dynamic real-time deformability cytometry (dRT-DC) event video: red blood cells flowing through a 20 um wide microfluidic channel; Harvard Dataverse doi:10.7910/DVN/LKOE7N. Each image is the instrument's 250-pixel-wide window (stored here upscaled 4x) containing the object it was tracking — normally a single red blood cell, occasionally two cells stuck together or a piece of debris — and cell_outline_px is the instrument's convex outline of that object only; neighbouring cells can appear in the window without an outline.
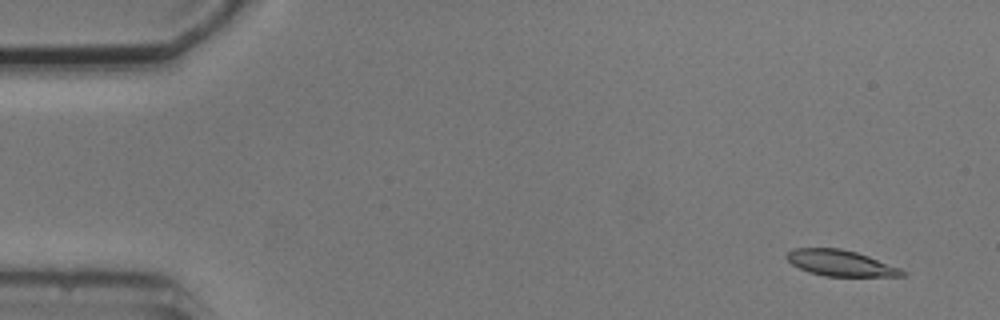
{"species": "common noctule bat (a hibernating species)", "species_latin": "Nyctalus noctula", "temperature_condition": "cold", "stored_images_in_passage": 5, "camera_frame_rate_fps": 3000, "um_per_image_px": 0.085, "animal": {"sex": "male", "body_mass_g": 20.5, "forearm_length_mm": 52.5}, "frame": {"image": 1, "passage_image": 1, "time_ms": 0.0, "image_size_px": [1000, 320], "cell_outline_px": [[904, 276], [824, 276], [808, 272], [792, 264], [784, 256], [792, 248], [840, 248], [856, 252], [868, 256], [900, 268], [904, 272]], "centroid_in_image_um": [71.39, 22.35], "position_along_channel_um": 13.6, "area_um2": 17.34}}
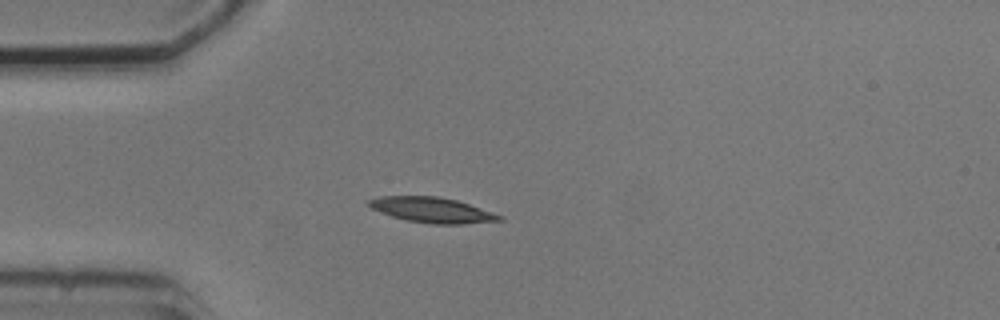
{"frame": {"image": 2, "passage_image": 4, "time_ms": 3.667, "image_size_px": [1000, 320], "cell_outline_px": [[504, 220], [460, 224], [432, 224], [404, 220], [392, 216], [372, 208], [368, 204], [368, 200], [380, 196], [440, 196], [456, 200], [504, 216]], "centroid_in_image_um": [36.74, 17.85], "position_along_channel_um": 48.3, "area_um2": 19.13}}